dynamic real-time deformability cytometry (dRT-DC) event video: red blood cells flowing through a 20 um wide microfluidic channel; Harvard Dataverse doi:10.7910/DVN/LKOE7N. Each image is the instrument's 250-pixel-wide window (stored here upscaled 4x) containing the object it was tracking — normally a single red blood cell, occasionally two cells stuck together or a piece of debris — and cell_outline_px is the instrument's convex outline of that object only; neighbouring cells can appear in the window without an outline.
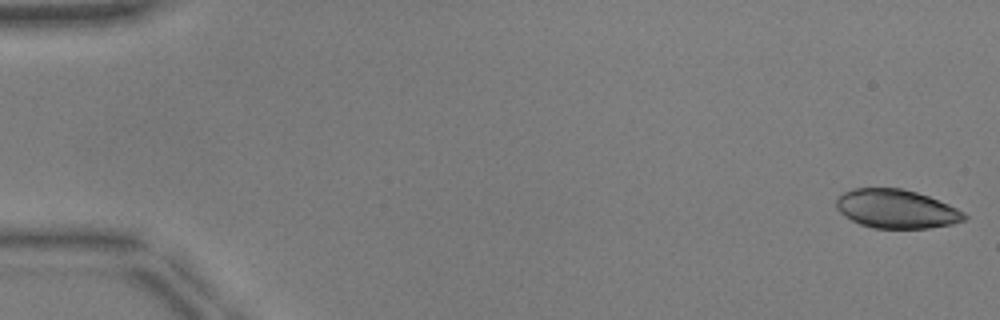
{"species": "common noctule bat (a hibernating species)", "species_latin": "Nyctalus noctula", "temperature_condition": "warm", "stored_images_in_passage": 9, "camera_frame_rate_fps": 3000, "um_per_image_px": 0.085, "animal": {"sex": "male", "body_mass_g": 17.9, "forearm_length_mm": 54.2}, "frame": {"image": 1, "passage_image": 1, "time_ms": 0.0, "image_size_px": [1000, 320], "cell_outline_px": [[968, 216], [964, 220], [952, 224], [928, 228], [872, 228], [860, 224], [844, 216], [836, 208], [836, 200], [844, 192], [852, 188], [900, 188], [916, 192], [928, 196], [948, 204], [964, 212]], "centroid_in_image_um": [76.18, 17.76], "position_along_channel_um": 8.8, "area_um2": 28.84}}